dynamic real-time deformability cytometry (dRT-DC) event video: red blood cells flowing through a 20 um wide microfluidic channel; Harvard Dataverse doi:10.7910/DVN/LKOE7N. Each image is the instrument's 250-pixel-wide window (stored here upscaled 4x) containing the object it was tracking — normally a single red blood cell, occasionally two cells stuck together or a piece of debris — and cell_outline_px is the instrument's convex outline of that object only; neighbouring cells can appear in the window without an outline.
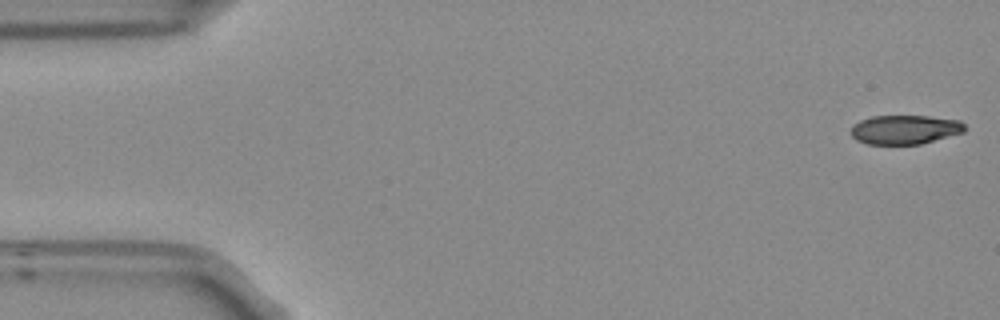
{"species": "Egyptian fruit bat (a non-hibernating species)", "species_latin": "Rousettus aegyptiacus", "temperature_condition": "room temperature", "stored_images_in_passage": 53, "camera_frame_rate_fps": 3000, "um_per_image_px": 0.085, "frame": {"image": 1, "passage_image": 1, "time_ms": 0.0, "image_size_px": [1000, 320], "cell_outline_px": [[964, 132], [920, 144], [868, 144], [856, 140], [852, 136], [852, 124], [860, 120], [872, 116], [928, 116], [960, 120], [964, 124]], "centroid_in_image_um": [76.9, 11.01], "position_along_channel_um": 8.1, "area_um2": 19.25}}
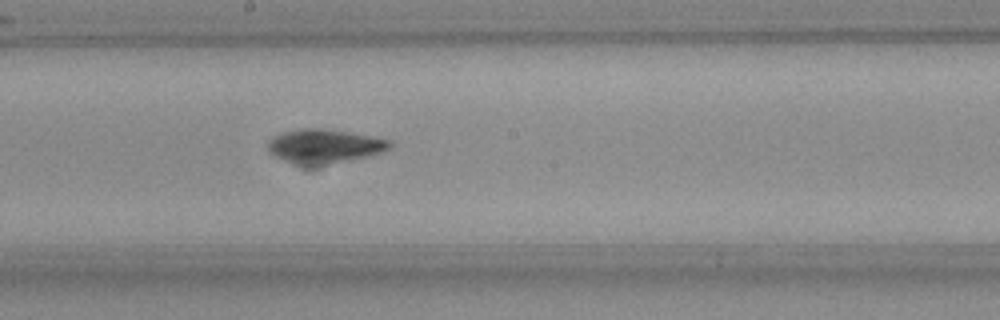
{"frame": {"image": 2, "passage_image": 28, "time_ms": 9.0, "image_size_px": [1000, 320], "cell_outline_px": [[392, 144], [384, 152], [368, 156], [304, 168], [284, 160], [268, 152], [268, 140], [272, 136], [280, 132], [296, 128], [332, 128], [392, 140]], "centroid_in_image_um": [27.53, 12.41], "position_along_channel_um": 220.7, "area_um2": 24.85}}
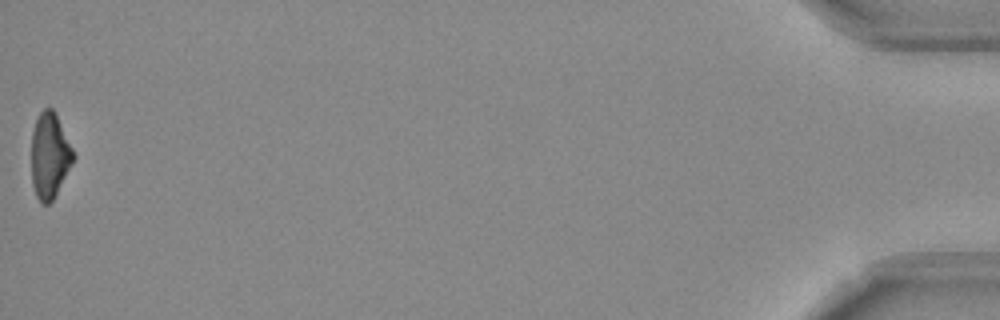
{"frame": {"image": 3, "passage_image": 53, "time_ms": 17.333, "image_size_px": [1000, 320], "cell_outline_px": [[76, 156], [72, 164], [52, 200], [48, 204], [40, 204], [36, 196], [32, 184], [32, 132], [36, 120], [40, 112], [44, 108], [52, 108]], "centroid_in_image_um": [4.21, 13.26], "position_along_channel_um": 431.0, "area_um2": 20.52}, "authors_computed_cell_mechanics": {"area_um2": 21.964, "velocity_mm_per_s": 3.7767, "shape_relaxation_time_tau1_ms": 7.0284, "shape_relaxation_time_tau2_ms": 7.6532, "deformation_change_tau1": 0.1916, "deformation_change_tau2": 0.1672}}